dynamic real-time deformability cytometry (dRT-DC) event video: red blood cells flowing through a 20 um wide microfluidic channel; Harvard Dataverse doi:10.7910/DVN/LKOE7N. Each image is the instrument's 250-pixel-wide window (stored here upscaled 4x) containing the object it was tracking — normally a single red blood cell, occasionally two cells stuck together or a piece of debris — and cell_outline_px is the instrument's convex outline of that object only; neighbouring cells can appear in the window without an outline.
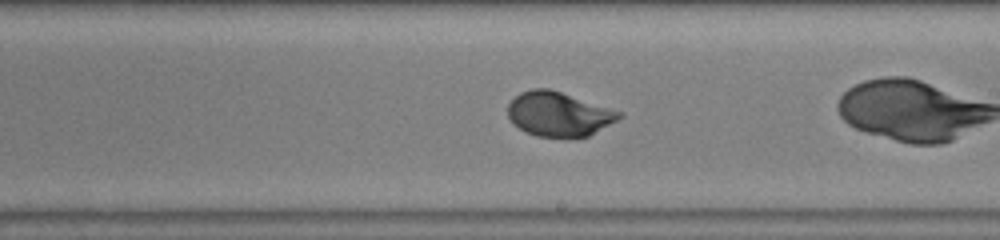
{"species": "human", "species_latin": "Homo sapiens", "temperature_condition": "warm", "stored_images_in_passage": 39, "camera_frame_rate_fps": 3000, "um_per_image_px": 0.085, "donor": {"sex": "male"}, "frame": {"image": 1, "passage_image": 28, "time_ms": 9.0, "image_size_px": [1000, 240], "cell_outline_px": [[624, 116], [588, 136], [568, 140], [536, 136], [524, 132], [512, 124], [508, 116], [508, 104], [520, 92], [532, 88], [548, 88], [624, 112]], "centroid_in_image_um": [47.48, 9.73], "position_along_channel_um": 241.5, "area_um2": 29.42}}
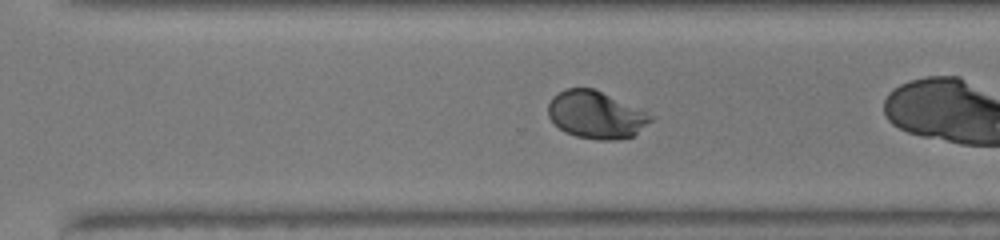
{"frame": {"image": 2, "passage_image": 34, "time_ms": 11.0, "image_size_px": [1000, 240], "cell_outline_px": [[656, 116], [652, 120], [632, 136], [616, 140], [600, 140], [576, 136], [564, 132], [548, 116], [548, 104], [552, 96], [564, 88], [592, 88], [648, 108]], "centroid_in_image_um": [50.74, 9.72], "position_along_channel_um": 319.9, "area_um2": 29.13}}